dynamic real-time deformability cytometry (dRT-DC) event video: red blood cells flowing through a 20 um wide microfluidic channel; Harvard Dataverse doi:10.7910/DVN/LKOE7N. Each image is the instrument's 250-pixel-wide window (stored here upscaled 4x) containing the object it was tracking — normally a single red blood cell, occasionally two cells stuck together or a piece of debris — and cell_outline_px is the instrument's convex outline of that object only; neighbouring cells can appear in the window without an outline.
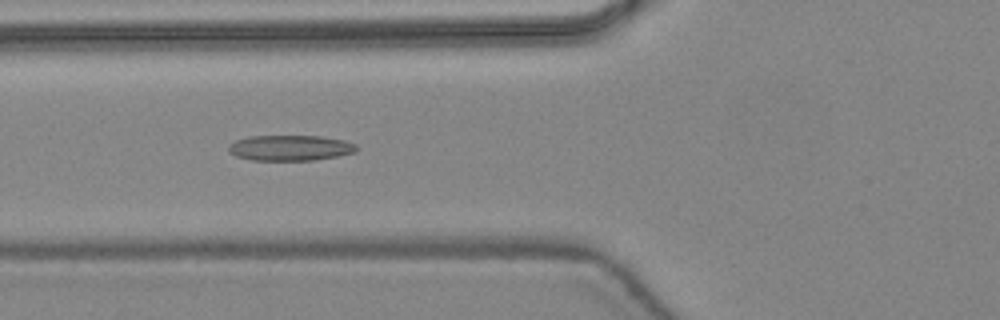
{"species": "common noctule bat (a hibernating species)", "species_latin": "Nyctalus noctula", "temperature_condition": "warm", "stored_images_in_passage": 47, "camera_frame_rate_fps": 3000, "um_per_image_px": 0.085, "animal": {"sex": "female", "body_mass_g": 24.6, "forearm_length_mm": 56.2}, "frame": {"image": 1, "passage_image": 19, "time_ms": 6.0, "image_size_px": [1000, 320], "cell_outline_px": [[360, 148], [356, 152], [336, 156], [312, 160], [252, 160], [236, 156], [228, 152], [228, 144], [236, 140], [248, 136], [320, 136], [344, 140], [356, 144]], "centroid_in_image_um": [24.66, 12.56], "position_along_channel_um": 101.1, "area_um2": 19.13}}
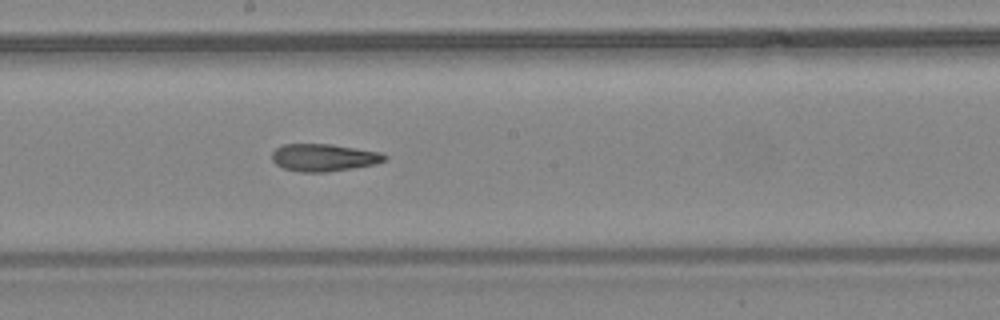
{"frame": {"image": 2, "passage_image": 27, "time_ms": 8.667, "image_size_px": [1000, 320], "cell_outline_px": [[388, 156], [384, 160], [376, 164], [352, 168], [324, 172], [300, 172], [284, 168], [276, 164], [272, 160], [272, 152], [276, 148], [284, 144], [328, 144], [380, 152]], "centroid_in_image_um": [27.5, 13.39], "position_along_channel_um": 220.7, "area_um2": 17.8}}
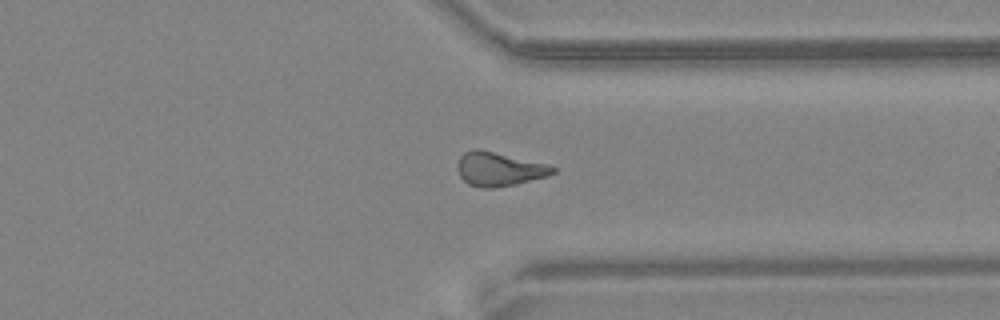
{"frame": {"image": 3, "passage_image": 37, "time_ms": 12.0, "image_size_px": [1000, 320], "cell_outline_px": [[556, 172], [548, 176], [516, 184], [492, 188], [480, 188], [468, 184], [460, 176], [460, 156], [464, 152], [476, 148], [548, 164], [556, 168]], "centroid_in_image_um": [42.47, 14.38], "position_along_channel_um": 368.9, "area_um2": 18.55}, "authors_computed_cell_mechanics": {"area_um2": 18.6116, "velocity_mm_per_s": 4.4608, "shape_relaxation_time_tau1_ms": null, "shape_relaxation_time_tau2_ms": 5.3298, "deformation_change_tau1": null, "deformation_change_tau2": 0.1755}}